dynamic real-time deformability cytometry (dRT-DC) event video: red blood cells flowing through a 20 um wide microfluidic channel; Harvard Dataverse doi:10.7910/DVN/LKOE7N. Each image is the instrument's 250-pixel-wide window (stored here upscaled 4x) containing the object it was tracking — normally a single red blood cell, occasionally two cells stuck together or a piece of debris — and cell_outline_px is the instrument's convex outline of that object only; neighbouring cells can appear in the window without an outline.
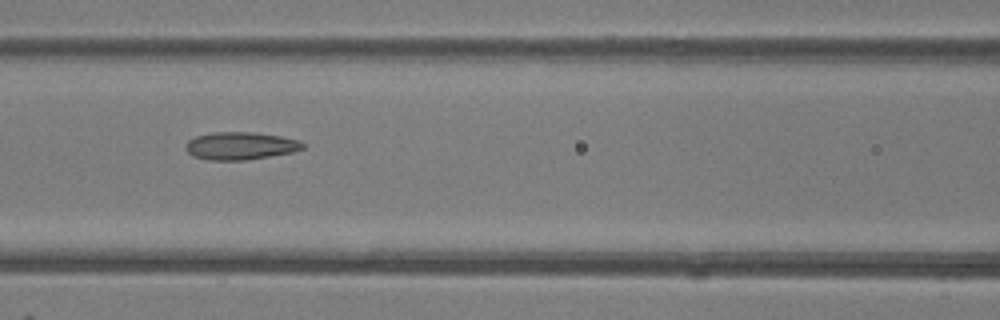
{"species": "common noctule bat (a hibernating species)", "species_latin": "Nyctalus noctula", "temperature_condition": "room temperature", "stored_images_in_passage": 9, "camera_frame_rate_fps": 3000, "um_per_image_px": 0.085, "animal": {"sex": "female"}, "frame": {"image": 1, "passage_image": 7, "time_ms": 6.667, "image_size_px": [1000, 320], "cell_outline_px": [[304, 148], [292, 152], [244, 160], [208, 160], [192, 156], [184, 148], [184, 144], [188, 140], [196, 136], [212, 132], [256, 132], [280, 136], [300, 140], [304, 144]], "centroid_in_image_um": [20.39, 12.39], "position_along_channel_um": 146.2, "area_um2": 18.96}}
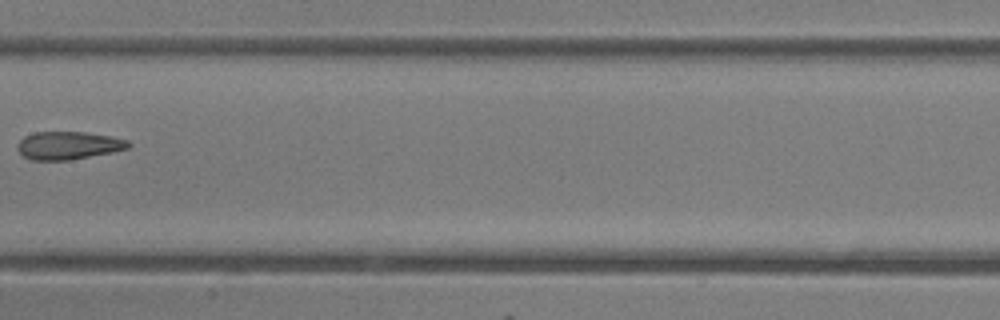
{"frame": {"image": 2, "passage_image": 8, "time_ms": 8.0, "image_size_px": [1000, 320], "cell_outline_px": [[132, 144], [128, 148], [112, 152], [68, 160], [32, 160], [24, 156], [16, 148], [16, 144], [24, 136], [36, 132], [84, 132], [112, 136], [128, 140]], "centroid_in_image_um": [5.81, 12.36], "position_along_channel_um": 201.6, "area_um2": 18.03}}
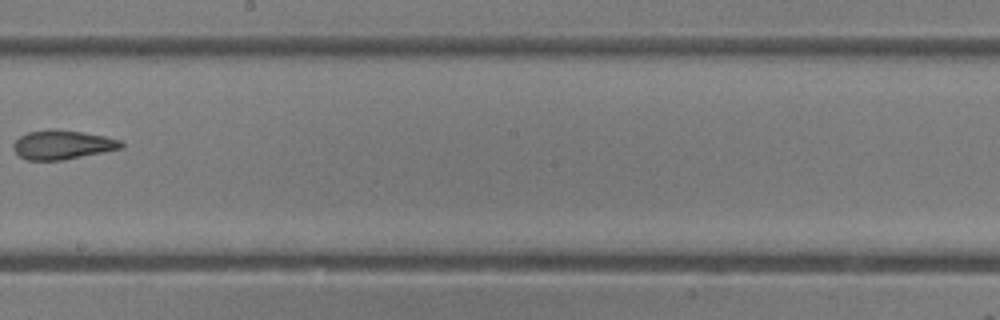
{"frame": {"image": 3, "passage_image": 9, "time_ms": 9.0, "image_size_px": [1000, 320], "cell_outline_px": [[124, 148], [64, 160], [28, 160], [20, 156], [12, 148], [12, 144], [20, 136], [28, 132], [52, 128], [84, 132], [104, 136], [120, 140], [124, 144]], "centroid_in_image_um": [5.32, 12.3], "position_along_channel_um": 242.9, "area_um2": 18.44}}